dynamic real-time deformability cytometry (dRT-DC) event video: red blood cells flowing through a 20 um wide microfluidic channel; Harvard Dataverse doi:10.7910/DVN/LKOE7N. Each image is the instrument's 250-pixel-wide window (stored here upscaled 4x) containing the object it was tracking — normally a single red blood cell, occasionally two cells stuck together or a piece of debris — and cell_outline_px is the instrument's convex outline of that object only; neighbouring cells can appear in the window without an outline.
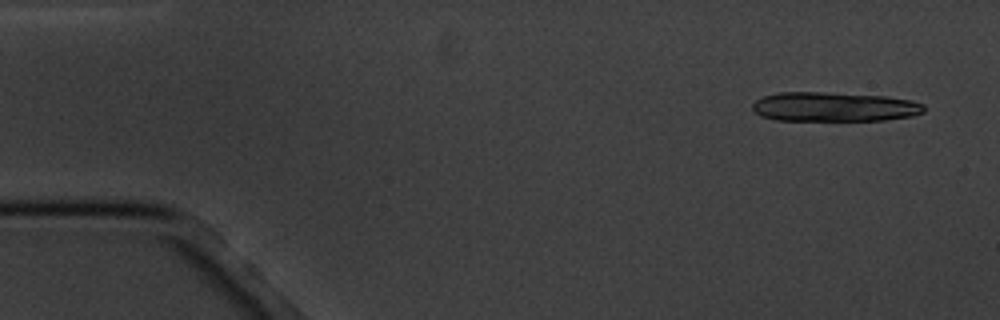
{"species": "common noctule bat (a hibernating species)", "species_latin": "Nyctalus noctula", "temperature_condition": "cold", "stored_images_in_passage": 6, "camera_frame_rate_fps": 3000, "um_per_image_px": 0.085, "animal": {"sex": "male", "body_mass_g": 20.1, "forearm_length_mm": 53.5}, "frame": {"image": 1, "passage_image": 1, "time_ms": 0.0, "image_size_px": [1000, 320], "cell_outline_px": [[924, 112], [912, 116], [884, 120], [776, 120], [760, 116], [752, 112], [752, 104], [756, 100], [764, 96], [780, 92], [820, 92], [884, 96], [912, 100], [924, 104]], "centroid_in_image_um": [70.88, 9.08], "position_along_channel_um": 14.1, "area_um2": 29.42}}
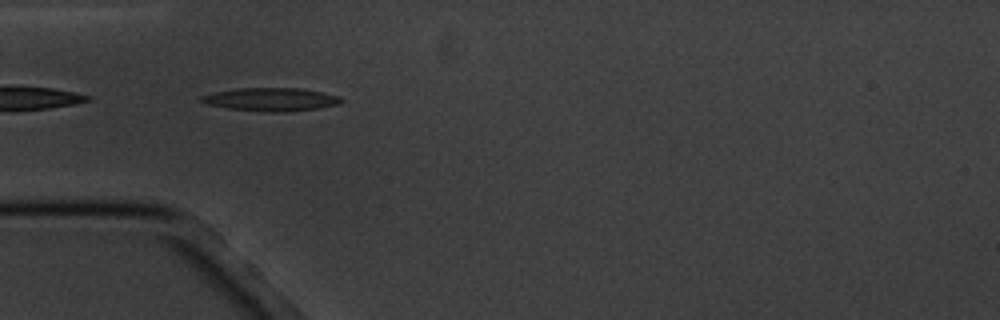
{"frame": {"image": 2, "passage_image": 5, "time_ms": 4.667, "image_size_px": [1000, 320], "cell_outline_px": [[344, 100], [340, 104], [320, 108], [284, 112], [272, 112], [228, 108], [208, 104], [200, 100], [200, 96], [212, 92], [240, 88], [300, 88], [324, 92], [340, 96]], "centroid_in_image_um": [23.09, 8.44], "position_along_channel_um": 61.9, "area_um2": 18.96}}